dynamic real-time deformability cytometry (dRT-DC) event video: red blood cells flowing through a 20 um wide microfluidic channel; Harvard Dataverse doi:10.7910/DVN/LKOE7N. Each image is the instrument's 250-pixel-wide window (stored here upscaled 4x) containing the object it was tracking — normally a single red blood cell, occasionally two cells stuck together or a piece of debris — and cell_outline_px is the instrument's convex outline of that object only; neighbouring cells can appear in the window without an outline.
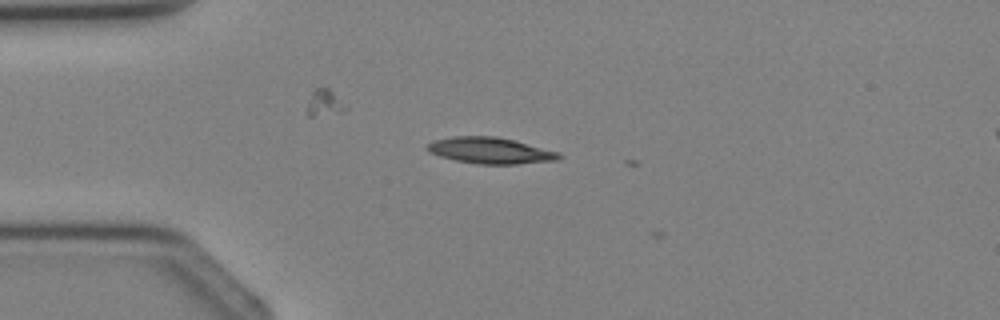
{"species": "Egyptian fruit bat (a non-hibernating species)", "species_latin": "Rousettus aegyptiacus", "temperature_condition": "cold", "stored_images_in_passage": 4, "camera_frame_rate_fps": 3000, "um_per_image_px": 0.085, "animal": {"sex": "female"}, "frame": {"image": 1, "passage_image": 3, "time_ms": 2.333, "image_size_px": [1000, 320], "cell_outline_px": [[564, 156], [560, 160], [516, 164], [480, 164], [456, 160], [440, 156], [428, 152], [424, 148], [432, 140], [452, 136], [496, 136], [516, 140], [560, 152]], "centroid_in_image_um": [41.71, 12.79], "position_along_channel_um": 43.3, "area_um2": 20.46}}